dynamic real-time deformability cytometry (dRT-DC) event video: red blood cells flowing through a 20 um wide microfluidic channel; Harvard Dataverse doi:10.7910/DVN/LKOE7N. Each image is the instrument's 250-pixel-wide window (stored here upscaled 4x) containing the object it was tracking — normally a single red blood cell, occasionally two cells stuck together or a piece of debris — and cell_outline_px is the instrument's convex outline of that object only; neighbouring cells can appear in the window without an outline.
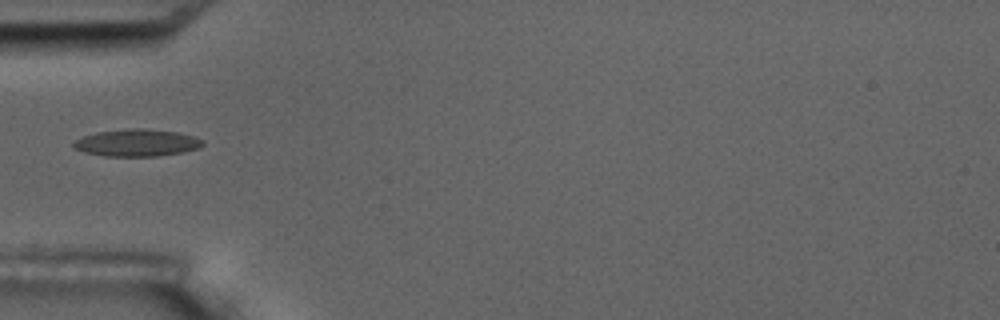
{"species": "common noctule bat (a hibernating species)", "species_latin": "Nyctalus noctula", "temperature_condition": "room temperature", "stored_images_in_passage": 16, "camera_frame_rate_fps": 3000, "um_per_image_px": 0.085, "animal": {"sex": "male", "body_mass_g": 17.5, "forearm_length_mm": 52.3}, "frame": {"image": 1, "passage_image": 5, "time_ms": 4.667, "image_size_px": [1000, 320], "cell_outline_px": [[204, 144], [200, 148], [184, 152], [156, 156], [104, 156], [84, 152], [72, 148], [72, 144], [76, 140], [84, 136], [96, 132], [132, 128], [140, 128], [180, 132], [204, 140]], "centroid_in_image_um": [11.65, 12.14], "position_along_channel_um": 73.4, "area_um2": 20.52}}
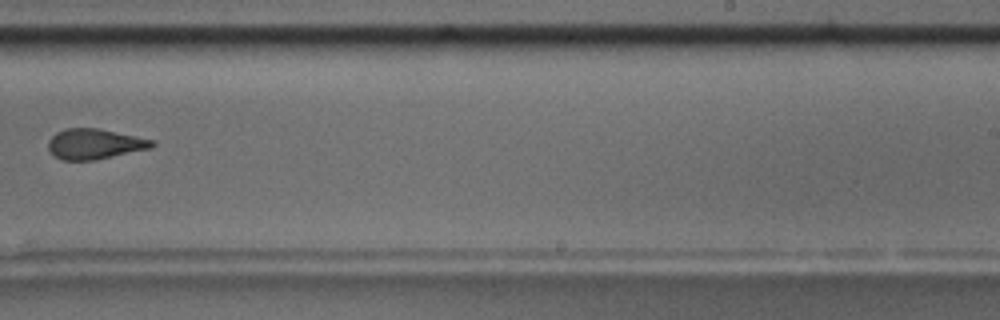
{"frame": {"image": 2, "passage_image": 10, "time_ms": 10.333, "image_size_px": [1000, 320], "cell_outline_px": [[156, 144], [152, 148], [96, 160], [64, 160], [48, 152], [48, 140], [56, 132], [64, 128], [100, 128], [152, 140]], "centroid_in_image_um": [8.02, 12.23], "position_along_channel_um": 281.0, "area_um2": 18.44}, "authors_computed_cell_mechanics": {"area_um2": 20.0566, "velocity_mm_per_s": 3.6619, "shape_relaxation_time_tau1_ms": 10.9128, "shape_relaxation_time_tau2_ms": 2.8193, "deformation_change_tau1": 0.2709, "deformation_change_tau2": 0.1155}}